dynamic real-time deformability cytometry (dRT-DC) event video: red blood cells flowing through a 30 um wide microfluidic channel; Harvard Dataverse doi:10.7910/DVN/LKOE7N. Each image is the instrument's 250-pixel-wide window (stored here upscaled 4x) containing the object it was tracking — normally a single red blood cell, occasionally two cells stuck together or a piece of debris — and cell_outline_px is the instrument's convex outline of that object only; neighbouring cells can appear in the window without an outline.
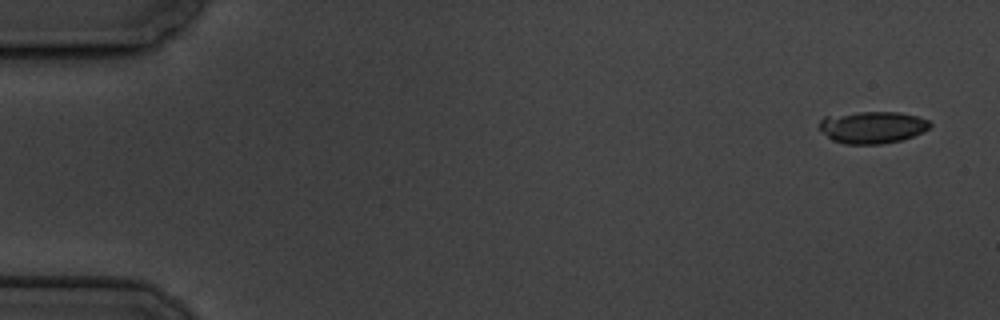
{"species": "common noctule bat (a hibernating species)", "species_latin": "Nyctalus noctula", "temperature_condition": "cold", "stored_images_in_passage": 6, "camera_frame_rate_fps": 3000, "um_per_image_px": 0.085, "animal": {"sex": "male", "body_mass_g": 19.5, "forearm_length_mm": 54.6}, "frame": {"image": 1, "passage_image": 1, "time_ms": 0.0, "image_size_px": [1000, 320], "cell_outline_px": [[932, 124], [928, 128], [912, 136], [900, 140], [880, 144], [844, 144], [832, 140], [816, 128], [820, 120], [824, 116], [856, 112], [900, 112], [916, 116], [928, 120]], "centroid_in_image_um": [74.07, 10.81], "position_along_channel_um": 10.9, "area_um2": 20.75}}